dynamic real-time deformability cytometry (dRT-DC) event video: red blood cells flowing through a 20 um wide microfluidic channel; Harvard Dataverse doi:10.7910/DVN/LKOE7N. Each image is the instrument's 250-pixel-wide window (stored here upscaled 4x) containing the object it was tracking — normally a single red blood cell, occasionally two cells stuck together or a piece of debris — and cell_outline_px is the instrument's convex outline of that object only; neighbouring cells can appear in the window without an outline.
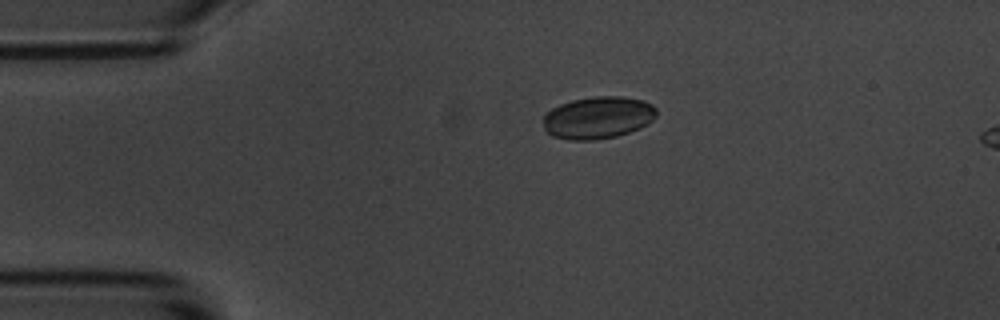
{"species": "common noctule bat (a hibernating species)", "species_latin": "Nyctalus noctula", "temperature_condition": "room temperature", "stored_images_in_passage": 17, "camera_frame_rate_fps": 3000, "um_per_image_px": 0.085, "animal": {"sex": "male", "body_mass_g": 20.1, "forearm_length_mm": 53.5}, "frame": {"image": 1, "passage_image": 12, "time_ms": 3.667, "image_size_px": [1000, 320], "cell_outline_px": [[656, 116], [648, 124], [640, 128], [616, 136], [596, 140], [568, 140], [552, 136], [544, 132], [544, 112], [560, 104], [572, 100], [592, 96], [624, 96], [644, 100], [652, 104], [656, 108]], "centroid_in_image_um": [50.81, 9.99], "position_along_channel_um": 34.2, "area_um2": 28.26}}